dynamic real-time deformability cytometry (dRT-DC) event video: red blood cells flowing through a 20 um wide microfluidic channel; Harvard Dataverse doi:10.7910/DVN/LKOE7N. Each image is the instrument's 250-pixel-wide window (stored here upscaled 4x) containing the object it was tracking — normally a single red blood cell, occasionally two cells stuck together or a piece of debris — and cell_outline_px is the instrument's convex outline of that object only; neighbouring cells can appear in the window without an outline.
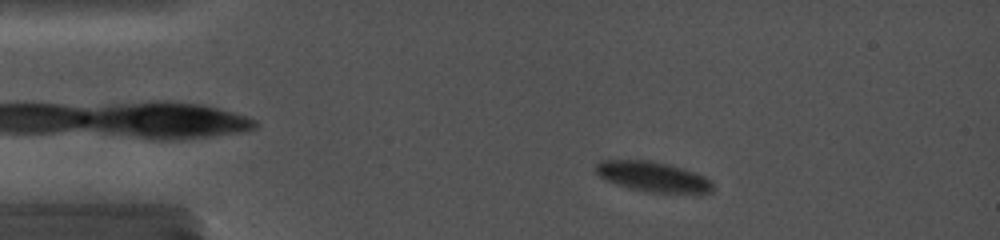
{"species": "common noctule bat (a hibernating species)", "species_latin": "Nyctalus noctula", "temperature_condition": "cold", "stored_images_in_passage": 21, "camera_frame_rate_fps": 5000, "um_per_image_px": 0.085, "animal": {"sex": "female", "body_mass_g": 19.0, "forearm_length_mm": 56.7}, "frame": {"image": 1, "passage_image": 5, "time_ms": 1.8, "image_size_px": [1000, 240], "cell_outline_px": [[712, 192], [696, 196], [648, 192], [628, 188], [604, 180], [596, 172], [596, 164], [600, 160], [652, 160], [684, 168], [696, 172], [712, 180]], "centroid_in_image_um": [55.59, 15.06], "position_along_channel_um": 29.4, "area_um2": 21.44}}
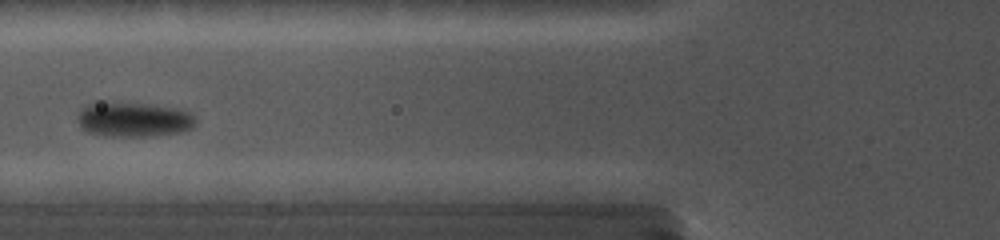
{"frame": {"image": 2, "passage_image": 13, "time_ms": 5.6, "image_size_px": [1000, 240], "cell_outline_px": [[196, 124], [192, 128], [180, 132], [144, 136], [108, 136], [84, 132], [76, 120], [76, 116], [80, 108], [92, 100], [100, 100], [148, 104], [176, 108], [188, 112], [196, 116]], "centroid_in_image_um": [11.25, 10.12], "position_along_channel_um": 114.5, "area_um2": 24.68}}
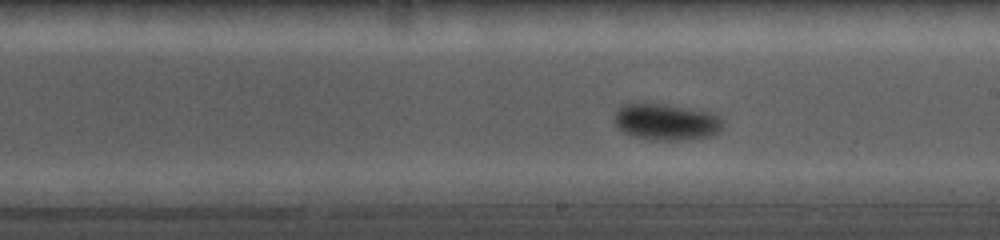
{"frame": {"image": 3, "passage_image": 20, "time_ms": 8.8, "image_size_px": [1000, 240], "cell_outline_px": [[724, 124], [716, 132], [708, 136], [676, 140], [652, 140], [632, 136], [624, 132], [616, 124], [616, 112], [620, 104], [636, 100], [664, 104], [708, 112], [716, 116]], "centroid_in_image_um": [56.52, 10.32], "position_along_channel_um": 232.5, "area_um2": 23.0}}